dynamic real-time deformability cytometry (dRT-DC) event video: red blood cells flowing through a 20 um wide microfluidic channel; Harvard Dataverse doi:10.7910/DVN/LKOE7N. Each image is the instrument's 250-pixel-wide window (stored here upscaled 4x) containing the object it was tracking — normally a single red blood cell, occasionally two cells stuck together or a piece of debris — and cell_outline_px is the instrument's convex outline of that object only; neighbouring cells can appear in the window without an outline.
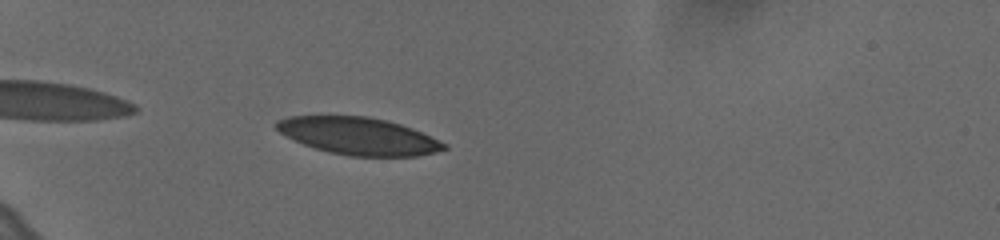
{"species": "human", "species_latin": "Homo sapiens", "temperature_condition": "cold", "stored_images_in_passage": 42, "camera_frame_rate_fps": 3000, "um_per_image_px": 0.085, "donor": {"sex": "female"}, "frame": {"image": 1, "passage_image": 3, "time_ms": 0.667, "image_size_px": [1000, 240], "cell_outline_px": [[448, 148], [436, 152], [416, 156], [348, 156], [328, 152], [304, 144], [280, 132], [276, 128], [276, 120], [288, 116], [368, 116], [388, 120], [412, 128], [448, 144]], "centroid_in_image_um": [30.5, 11.56], "position_along_channel_um": 54.5, "area_um2": 36.3}}
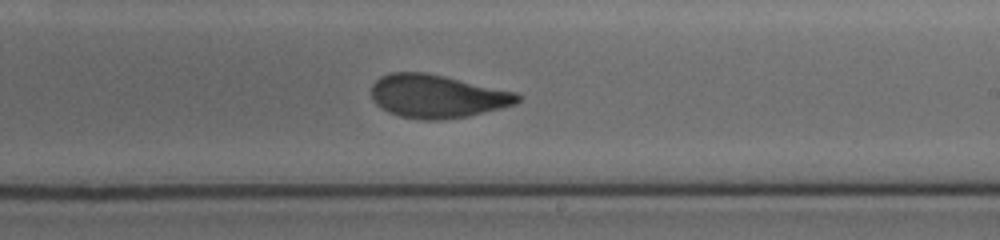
{"frame": {"image": 2, "passage_image": 22, "time_ms": 7.0, "image_size_px": [1000, 240], "cell_outline_px": [[520, 100], [516, 104], [468, 116], [436, 120], [424, 120], [400, 116], [388, 112], [376, 104], [372, 100], [372, 84], [380, 76], [392, 72], [424, 72], [444, 76], [516, 92], [520, 96]], "centroid_in_image_um": [37.13, 8.18], "position_along_channel_um": 251.9, "area_um2": 36.65}}
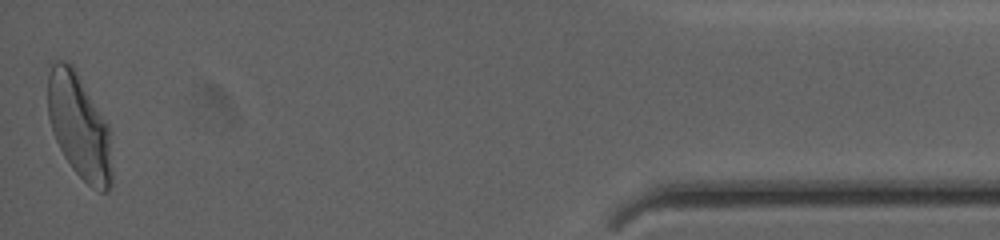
{"frame": {"image": 3, "passage_image": 42, "time_ms": 13.667, "image_size_px": [1000, 240], "cell_outline_px": [[112, 184], [108, 192], [100, 192], [92, 188], [72, 168], [64, 156], [52, 132], [48, 116], [48, 76], [52, 64], [56, 60], [68, 60], [72, 64], [108, 124], [112, 172]], "centroid_in_image_um": [6.73, 10.75], "position_along_channel_um": 428.5, "area_um2": 39.13}, "authors_computed_cell_mechanics": {"area_um2": 37.5411, "velocity_mm_per_s": 3.6023, "shape_relaxation_time_tau1_ms": 4.9658, "shape_relaxation_time_tau2_ms": 1.343, "deformation_change_tau1": 0.1576, "deformation_change_tau2": 0.0599}}